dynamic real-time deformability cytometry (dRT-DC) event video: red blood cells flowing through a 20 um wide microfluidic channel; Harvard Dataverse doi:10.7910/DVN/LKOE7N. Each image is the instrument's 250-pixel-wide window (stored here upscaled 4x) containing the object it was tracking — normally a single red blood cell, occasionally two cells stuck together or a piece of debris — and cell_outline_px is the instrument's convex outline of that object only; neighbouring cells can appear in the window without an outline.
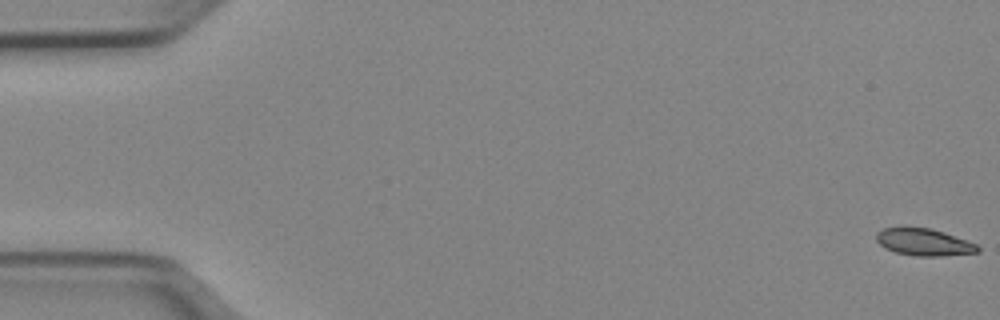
{"species": "Egyptian fruit bat (a non-hibernating species)", "species_latin": "Rousettus aegyptiacus", "temperature_condition": "cold", "stored_images_in_passage": 52, "camera_frame_rate_fps": 3000, "um_per_image_px": 0.085, "animal": {"sex": "female"}, "frame": {"image": 1, "passage_image": 1, "time_ms": 0.0, "image_size_px": [1000, 320], "cell_outline_px": [[980, 252], [940, 256], [916, 256], [896, 252], [884, 248], [876, 240], [876, 232], [884, 228], [900, 224], [928, 228], [944, 232], [976, 244], [980, 248]], "centroid_in_image_um": [78.46, 20.54], "position_along_channel_um": 6.5, "area_um2": 16.42}}
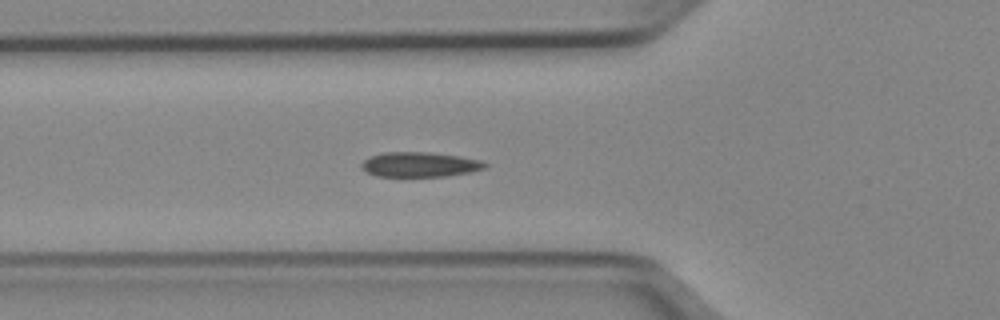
{"frame": {"image": 2, "passage_image": 19, "time_ms": 6.0, "image_size_px": [1000, 320], "cell_outline_px": [[488, 164], [484, 168], [472, 172], [448, 176], [376, 176], [368, 172], [360, 164], [364, 160], [372, 156], [384, 152], [428, 152], [456, 156], [480, 160]], "centroid_in_image_um": [35.7, 13.99], "position_along_channel_um": 90.1, "area_um2": 17.63}}
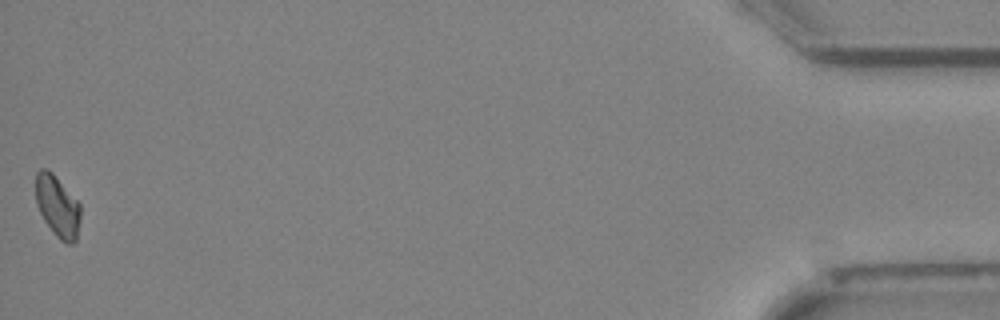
{"frame": {"image": 3, "passage_image": 52, "time_ms": 17.0, "image_size_px": [1000, 320], "cell_outline_px": [[80, 220], [76, 240], [72, 244], [68, 244], [60, 240], [56, 236], [44, 220], [36, 204], [36, 172], [40, 168], [48, 168], [52, 172], [80, 204]], "centroid_in_image_um": [4.88, 17.53], "position_along_channel_um": 430.3, "area_um2": 16.01}, "authors_computed_cell_mechanics": {"area_um2": 16.9932, "velocity_mm_per_s": 3.9532, "shape_relaxation_time_tau1_ms": 9.8783, "shape_relaxation_time_tau2_ms": 6.6346, "deformation_change_tau1": 0.1512, "deformation_change_tau2": 0.0821}}